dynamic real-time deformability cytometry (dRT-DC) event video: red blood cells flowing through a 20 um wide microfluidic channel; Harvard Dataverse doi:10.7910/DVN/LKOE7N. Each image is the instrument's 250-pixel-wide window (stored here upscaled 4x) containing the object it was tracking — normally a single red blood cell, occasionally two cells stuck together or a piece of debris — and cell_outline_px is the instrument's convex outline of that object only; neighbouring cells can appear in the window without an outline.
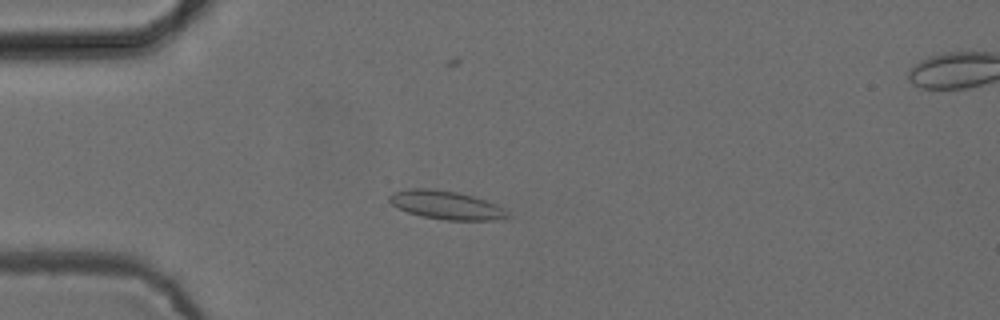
{"species": "common noctule bat (a hibernating species)", "species_latin": "Nyctalus noctula", "temperature_condition": "cold", "stored_images_in_passage": 55, "camera_frame_rate_fps": 3000, "um_per_image_px": 0.085, "animal": {"sex": "female", "body_mass_g": 24.6, "forearm_length_mm": 56.2}, "frame": {"image": 1, "passage_image": 15, "time_ms": 4.667, "image_size_px": [1000, 320], "cell_outline_px": [[508, 216], [496, 220], [444, 220], [424, 216], [408, 212], [392, 204], [388, 200], [388, 196], [392, 192], [412, 188], [432, 188], [456, 192], [472, 196], [484, 200], [504, 208], [508, 212]], "centroid_in_image_um": [37.89, 17.42], "position_along_channel_um": 47.1, "area_um2": 19.36}}
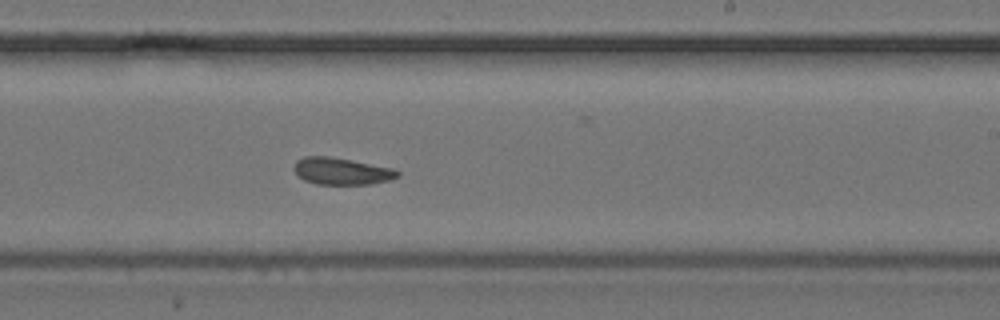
{"frame": {"image": 2, "passage_image": 33, "time_ms": 10.667, "image_size_px": [1000, 320], "cell_outline_px": [[400, 176], [392, 180], [372, 184], [316, 184], [304, 180], [292, 168], [296, 160], [304, 156], [328, 156], [352, 160], [392, 168], [400, 172]], "centroid_in_image_um": [29.05, 14.55], "position_along_channel_um": 260.0, "area_um2": 16.36}}
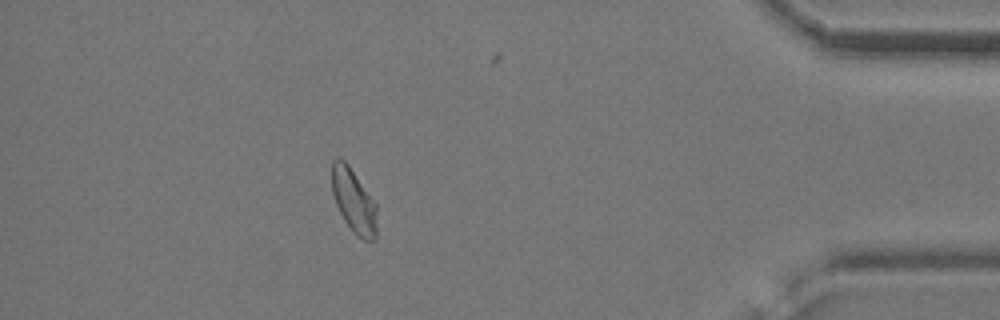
{"frame": {"image": 3, "passage_image": 48, "time_ms": 15.667, "image_size_px": [1000, 320], "cell_outline_px": [[376, 236], [372, 240], [364, 240], [356, 236], [352, 232], [344, 220], [336, 204], [332, 192], [332, 160], [340, 156], [348, 164], [376, 204]], "centroid_in_image_um": [30.05, 17.07], "position_along_channel_um": 405.2, "area_um2": 16.7}, "authors_computed_cell_mechanics": {"area_um2": 16.9932, "velocity_mm_per_s": 3.8503, "shape_relaxation_time_tau1_ms": null, "shape_relaxation_time_tau2_ms": 2.3716, "deformation_change_tau1": null, "deformation_change_tau2": 0.0717}}